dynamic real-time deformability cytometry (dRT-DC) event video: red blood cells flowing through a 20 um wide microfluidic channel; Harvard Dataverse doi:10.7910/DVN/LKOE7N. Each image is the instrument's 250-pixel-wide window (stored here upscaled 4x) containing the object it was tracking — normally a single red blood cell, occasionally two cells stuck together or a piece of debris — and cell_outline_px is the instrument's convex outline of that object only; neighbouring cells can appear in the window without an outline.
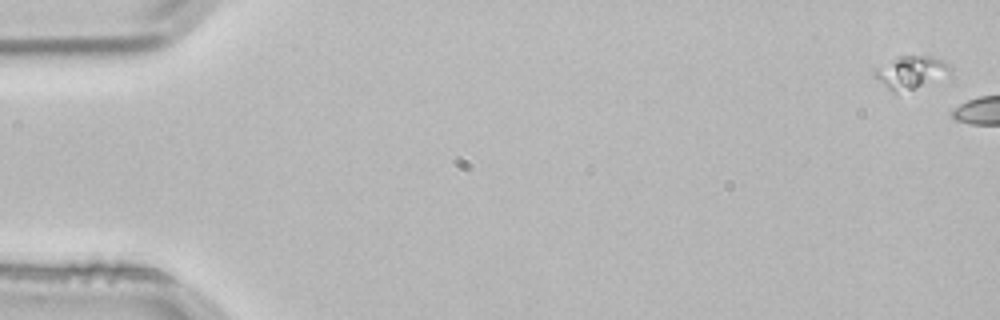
{"species": "common noctule bat (a hibernating species)", "species_latin": "Nyctalus noctula", "temperature_condition": "room temperature", "stored_images_in_passage": 6, "camera_frame_rate_fps": 3000, "um_per_image_px": 0.085, "animal": {"sex": "male", "body_mass_g": 21.5, "forearm_length_mm": 52.0}, "frame": {"image": 1, "passage_image": 1, "time_ms": 0.0, "image_size_px": [1000, 320], "cell_outline_px": [[952, 68], [916, 88], [896, 92], [892, 92], [872, 76], [872, 72], [876, 68], [900, 56], [932, 56], [940, 60]], "centroid_in_image_um": [77.27, 6.13], "position_along_channel_um": 7.7, "area_um2": 13.47}}
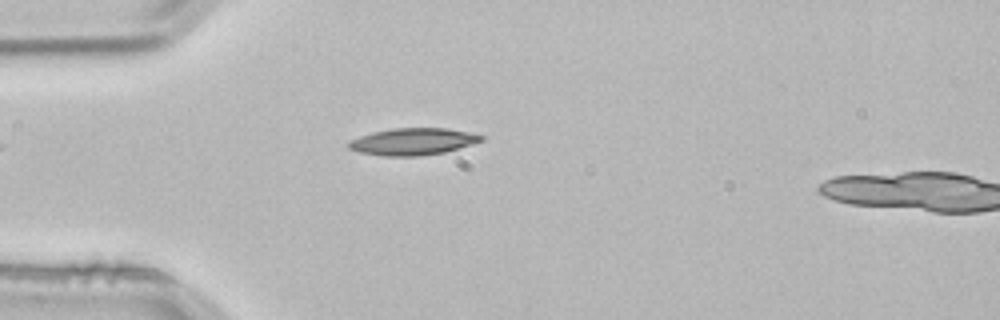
{"frame": {"image": 2, "passage_image": 5, "time_ms": 1.333, "image_size_px": [1000, 320], "cell_outline_px": [[484, 140], [444, 152], [420, 156], [384, 156], [360, 152], [348, 148], [348, 144], [352, 140], [360, 136], [372, 132], [392, 128], [448, 128], [472, 132], [484, 136]], "centroid_in_image_um": [35.12, 12.02], "position_along_channel_um": 49.9, "area_um2": 20.75}}